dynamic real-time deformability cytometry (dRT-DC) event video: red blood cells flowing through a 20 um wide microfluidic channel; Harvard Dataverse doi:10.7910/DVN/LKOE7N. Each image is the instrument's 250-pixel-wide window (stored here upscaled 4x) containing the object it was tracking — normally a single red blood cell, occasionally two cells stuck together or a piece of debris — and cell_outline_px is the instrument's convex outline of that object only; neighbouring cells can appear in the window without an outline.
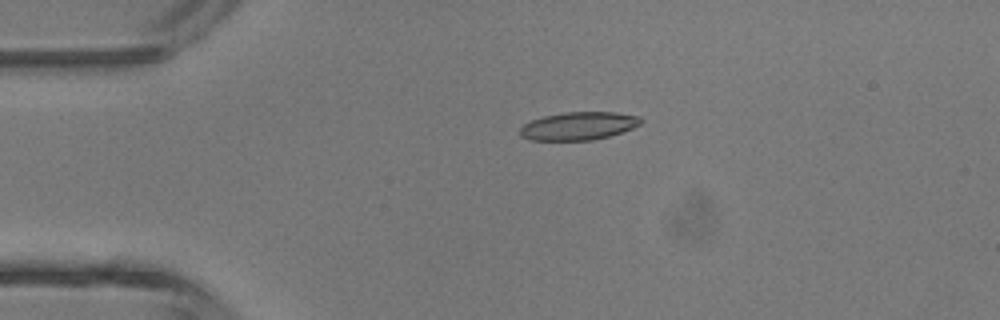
{"species": "common noctule bat (a hibernating species)", "species_latin": "Nyctalus noctula", "temperature_condition": "room temperature", "stored_images_in_passage": 4, "camera_frame_rate_fps": 3000, "um_per_image_px": 0.085, "animal": {"sex": "male", "body_mass_g": 13.3}, "frame": {"image": 1, "passage_image": 2, "time_ms": 1.0, "image_size_px": [1000, 320], "cell_outline_px": [[644, 120], [640, 124], [632, 128], [608, 136], [592, 140], [532, 140], [520, 136], [520, 128], [524, 124], [532, 120], [544, 116], [564, 112], [616, 112], [640, 116]], "centroid_in_image_um": [49.19, 10.7], "position_along_channel_um": 35.8, "area_um2": 19.65}}
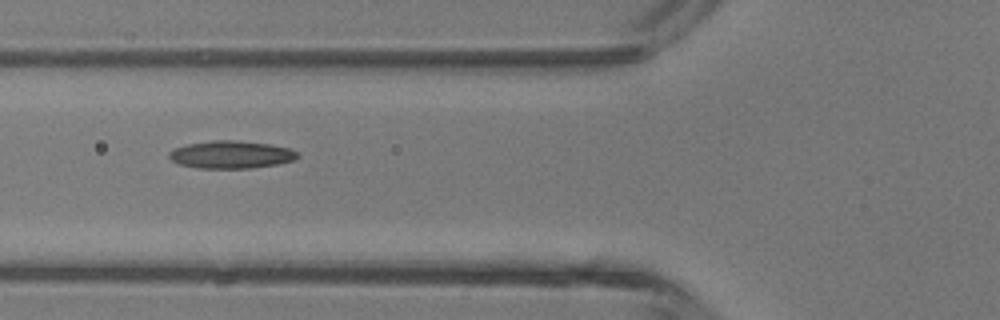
{"frame": {"image": 2, "passage_image": 4, "time_ms": 3.333, "image_size_px": [1000, 320], "cell_outline_px": [[300, 156], [296, 160], [276, 164], [252, 168], [196, 168], [180, 164], [172, 160], [168, 156], [168, 152], [176, 148], [188, 144], [212, 140], [236, 140], [272, 144], [288, 148], [296, 152]], "centroid_in_image_um": [19.66, 13.14], "position_along_channel_um": 106.1, "area_um2": 20.69}}